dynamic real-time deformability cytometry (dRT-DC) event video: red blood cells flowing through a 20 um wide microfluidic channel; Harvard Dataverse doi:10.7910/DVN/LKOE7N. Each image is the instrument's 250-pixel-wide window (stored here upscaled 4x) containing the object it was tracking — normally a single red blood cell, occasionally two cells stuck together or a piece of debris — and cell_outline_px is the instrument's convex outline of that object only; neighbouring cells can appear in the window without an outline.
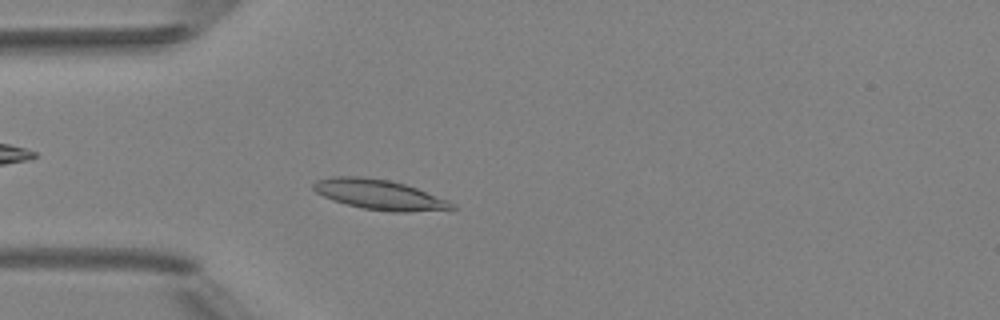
{"species": "Egyptian fruit bat (a non-hibernating species)", "species_latin": "Rousettus aegyptiacus", "temperature_condition": "room temperature", "stored_images_in_passage": 3, "camera_frame_rate_fps": 3000, "um_per_image_px": 0.085, "animal": {"sex": "female"}, "frame": {"image": 1, "passage_image": 3, "time_ms": 2.333, "image_size_px": [1000, 320], "cell_outline_px": [[456, 208], [408, 212], [392, 212], [364, 208], [332, 200], [316, 192], [312, 188], [312, 184], [316, 180], [332, 176], [364, 176], [388, 180], [404, 184], [416, 188], [448, 200], [456, 204]], "centroid_in_image_um": [32.22, 16.53], "position_along_channel_um": 52.8, "area_um2": 24.04}}